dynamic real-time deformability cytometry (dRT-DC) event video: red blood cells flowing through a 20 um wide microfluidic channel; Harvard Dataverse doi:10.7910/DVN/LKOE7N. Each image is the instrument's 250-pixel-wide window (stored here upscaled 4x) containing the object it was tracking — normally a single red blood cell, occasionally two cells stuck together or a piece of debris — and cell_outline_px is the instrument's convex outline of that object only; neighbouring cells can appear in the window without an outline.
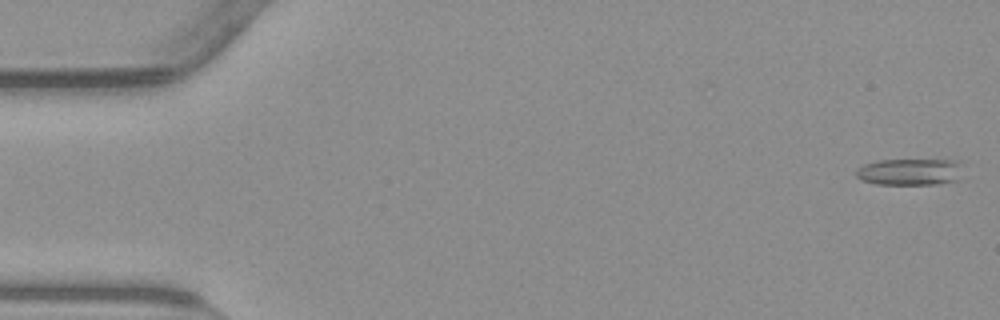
{"species": "common noctule bat (a hibernating species)", "species_latin": "Nyctalus noctula", "temperature_condition": "warm", "stored_images_in_passage": 55, "camera_frame_rate_fps": 3000, "um_per_image_px": 0.085, "animal": {"sex": "male", "body_mass_g": 23.1, "forearm_length_mm": 52.7}, "frame": {"image": 1, "passage_image": 2, "time_ms": 0.333, "image_size_px": [1000, 320], "cell_outline_px": [[960, 180], [936, 184], [876, 184], [864, 180], [856, 176], [856, 168], [864, 164], [880, 160], [956, 160], [960, 164]], "centroid_in_image_um": [77.34, 14.61], "position_along_channel_um": 7.7, "area_um2": 16.53}}
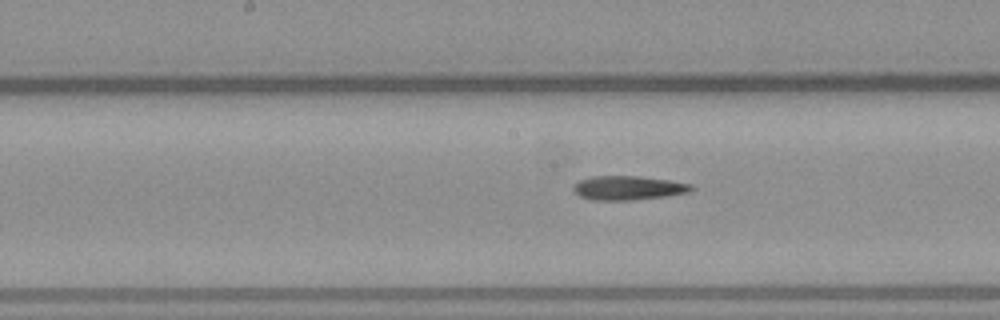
{"frame": {"image": 2, "passage_image": 28, "time_ms": 9.0, "image_size_px": [1000, 320], "cell_outline_px": [[696, 188], [688, 192], [664, 196], [628, 200], [596, 200], [580, 196], [572, 188], [580, 180], [592, 176], [640, 176], [668, 180], [692, 184]], "centroid_in_image_um": [53.42, 15.96], "position_along_channel_um": 194.8, "area_um2": 16.3}}
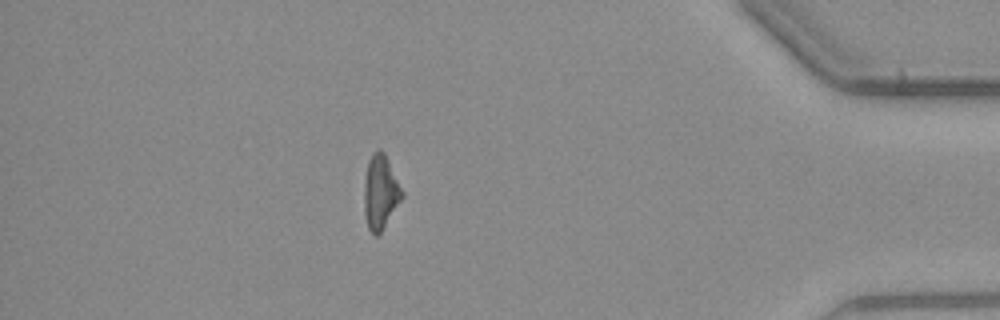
{"frame": {"image": 3, "passage_image": 48, "time_ms": 15.667, "image_size_px": [1000, 320], "cell_outline_px": [[404, 196], [380, 232], [376, 236], [368, 228], [364, 212], [364, 180], [368, 160], [372, 152], [380, 148], [384, 152], [404, 192]], "centroid_in_image_um": [32.33, 16.29], "position_along_channel_um": 402.9, "area_um2": 16.36}, "authors_computed_cell_mechanics": {"area_um2": 16.3574, "velocity_mm_per_s": 3.8555, "shape_relaxation_time_tau1_ms": null, "shape_relaxation_time_tau2_ms": 2.3722, "deformation_change_tau1": null, "deformation_change_tau2": 0.1403}}